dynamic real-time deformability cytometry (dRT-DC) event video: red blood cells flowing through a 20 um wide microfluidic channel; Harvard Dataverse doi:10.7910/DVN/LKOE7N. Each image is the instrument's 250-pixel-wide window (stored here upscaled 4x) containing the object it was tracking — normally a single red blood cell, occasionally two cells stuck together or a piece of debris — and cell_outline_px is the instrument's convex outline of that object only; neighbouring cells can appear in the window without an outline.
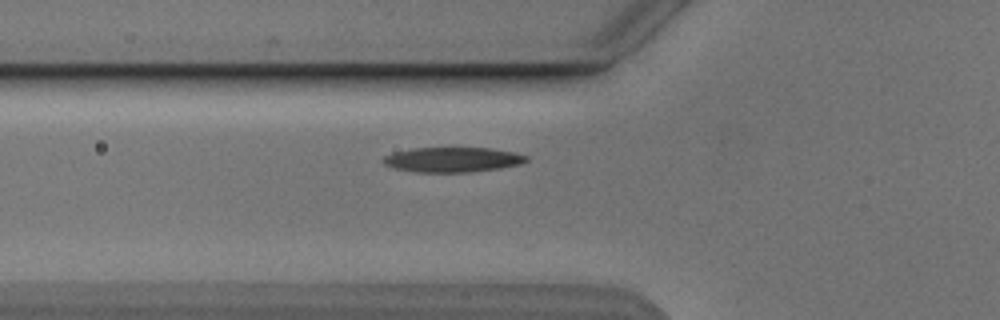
{"species": "Egyptian fruit bat (a non-hibernating species)", "species_latin": "Rousettus aegyptiacus", "temperature_condition": "cold", "stored_images_in_passage": 4, "camera_frame_rate_fps": 3000, "um_per_image_px": 0.085, "animal": {"sex": "male"}, "frame": {"image": 1, "passage_image": 4, "time_ms": 3.333, "image_size_px": [1000, 320], "cell_outline_px": [[528, 160], [520, 164], [500, 168], [472, 172], [416, 172], [396, 168], [384, 164], [380, 160], [384, 156], [392, 152], [412, 148], [492, 148], [512, 152], [528, 156]], "centroid_in_image_um": [38.44, 13.57], "position_along_channel_um": 87.4, "area_um2": 20.81}}